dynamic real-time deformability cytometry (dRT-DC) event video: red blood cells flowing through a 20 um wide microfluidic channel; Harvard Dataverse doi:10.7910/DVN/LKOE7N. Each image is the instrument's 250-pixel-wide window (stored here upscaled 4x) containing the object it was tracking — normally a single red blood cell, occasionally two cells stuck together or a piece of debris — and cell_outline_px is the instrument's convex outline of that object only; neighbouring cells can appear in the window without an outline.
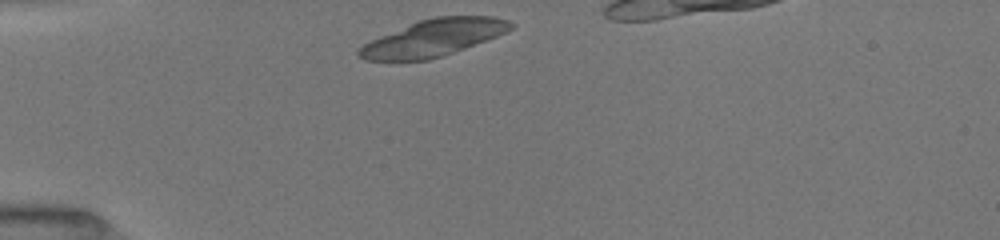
{"species": "common noctule bat (a hibernating species)", "species_latin": "Nyctalus noctula", "temperature_condition": "room temperature", "stored_images_in_passage": 32, "camera_frame_rate_fps": 3000, "um_per_image_px": 0.085, "animal": {"sex": "female", "body_mass_g": 19.5, "forearm_length_mm": 54.1}, "frame": {"image": 1, "passage_image": 1, "time_ms": 0.0, "image_size_px": [1000, 240], "cell_outline_px": [[516, 24], [512, 28], [496, 36], [464, 48], [428, 60], [364, 60], [356, 56], [356, 52], [364, 44], [380, 36], [420, 20], [436, 16], [492, 16], [508, 20]], "centroid_in_image_um": [36.84, 3.21], "position_along_channel_um": 48.2, "area_um2": 31.91}}